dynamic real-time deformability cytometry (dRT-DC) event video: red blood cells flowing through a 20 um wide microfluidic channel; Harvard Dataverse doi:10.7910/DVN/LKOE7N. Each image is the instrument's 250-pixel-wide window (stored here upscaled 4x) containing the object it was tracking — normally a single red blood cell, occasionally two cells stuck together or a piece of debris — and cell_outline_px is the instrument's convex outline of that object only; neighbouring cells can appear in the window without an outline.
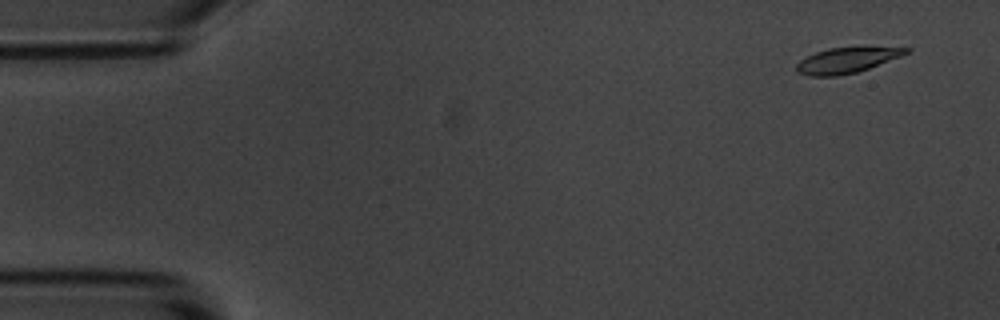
{"species": "common noctule bat (a hibernating species)", "species_latin": "Nyctalus noctula", "temperature_condition": "room temperature", "stored_images_in_passage": 4, "camera_frame_rate_fps": 3000, "um_per_image_px": 0.085, "animal": {"sex": "male", "body_mass_g": 20.1, "forearm_length_mm": 53.5}, "frame": {"image": 1, "passage_image": 1, "time_ms": 0.0, "image_size_px": [1000, 320], "cell_outline_px": [[912, 48], [908, 52], [900, 56], [868, 68], [856, 72], [836, 76], [812, 76], [796, 72], [796, 64], [800, 60], [816, 52], [828, 48], [864, 44]], "centroid_in_image_um": [72.03, 5.05], "position_along_channel_um": 13.0, "area_um2": 16.88}}